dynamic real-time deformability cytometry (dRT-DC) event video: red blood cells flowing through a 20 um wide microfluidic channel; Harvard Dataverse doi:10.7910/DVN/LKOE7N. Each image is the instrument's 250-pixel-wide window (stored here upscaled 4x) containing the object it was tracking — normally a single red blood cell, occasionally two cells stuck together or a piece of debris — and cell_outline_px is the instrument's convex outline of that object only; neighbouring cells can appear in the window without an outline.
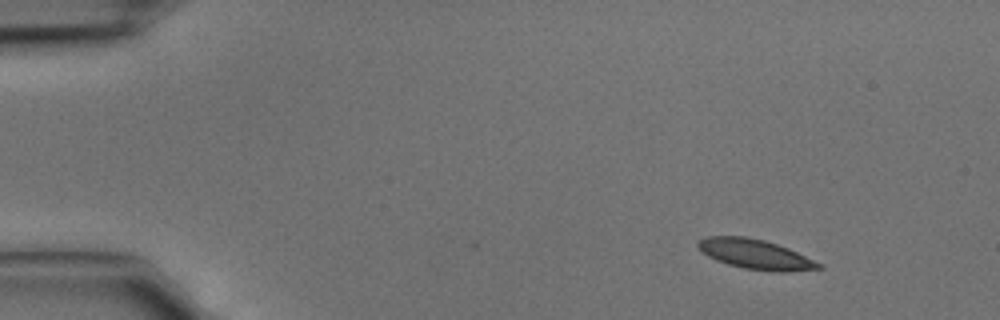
{"species": "common noctule bat (a hibernating species)", "species_latin": "Nyctalus noctula", "temperature_condition": "cold", "stored_images_in_passage": 3, "camera_frame_rate_fps": 3000, "um_per_image_px": 0.085, "animal": {"sex": "male", "body_mass_g": 15.6}, "frame": {"image": 1, "passage_image": 1, "time_ms": 0.0, "image_size_px": [1000, 320], "cell_outline_px": [[824, 268], [788, 272], [772, 272], [744, 268], [728, 264], [716, 260], [708, 256], [696, 244], [704, 236], [744, 236], [764, 240], [788, 248], [824, 264]], "centroid_in_image_um": [64.26, 21.62], "position_along_channel_um": 20.7, "area_um2": 20.98}}